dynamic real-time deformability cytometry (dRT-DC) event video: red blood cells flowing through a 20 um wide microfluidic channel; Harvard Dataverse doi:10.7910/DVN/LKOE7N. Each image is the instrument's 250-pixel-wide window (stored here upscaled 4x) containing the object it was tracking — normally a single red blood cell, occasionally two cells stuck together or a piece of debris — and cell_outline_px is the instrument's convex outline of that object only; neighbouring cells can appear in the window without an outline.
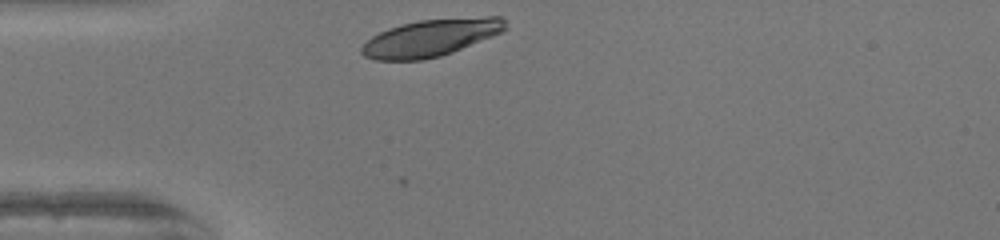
{"species": "human", "species_latin": "Homo sapiens", "temperature_condition": "warm", "stored_images_in_passage": 27, "camera_frame_rate_fps": 3000, "um_per_image_px": 0.085, "donor": {"sex": "female"}, "frame": {"image": 1, "passage_image": 1, "time_ms": 0.0, "image_size_px": [1000, 240], "cell_outline_px": [[508, 28], [492, 36], [452, 52], [440, 56], [420, 60], [376, 60], [364, 56], [360, 52], [360, 48], [372, 36], [388, 28], [400, 24], [420, 20], [488, 16], [504, 16]], "centroid_in_image_um": [36.62, 3.2], "position_along_channel_um": 48.4, "area_um2": 31.04}}
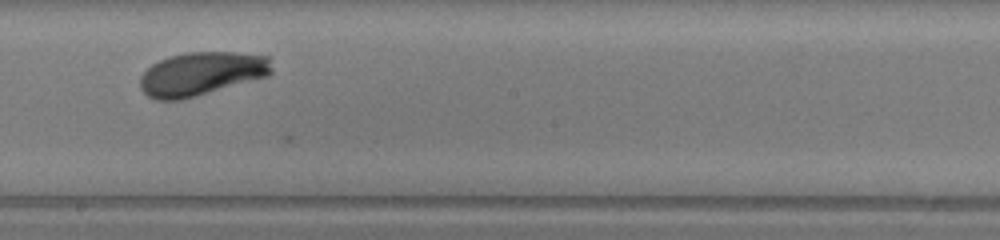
{"frame": {"image": 2, "passage_image": 16, "time_ms": 5.0, "image_size_px": [1000, 240], "cell_outline_px": [[272, 72], [268, 76], [180, 100], [156, 100], [148, 96], [140, 88], [140, 76], [152, 64], [168, 56], [188, 52], [236, 52], [268, 56], [272, 68]], "centroid_in_image_um": [17.11, 6.26], "position_along_channel_um": 231.1, "area_um2": 33.29}}
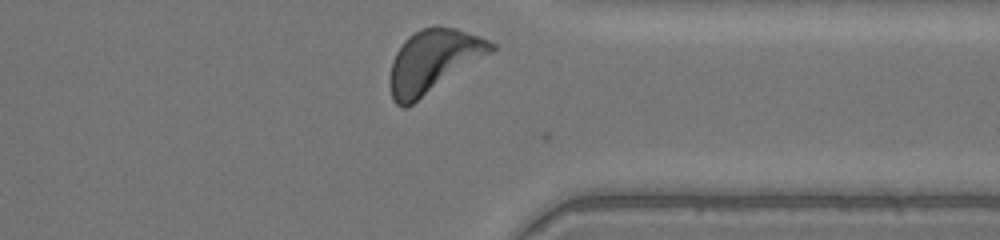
{"frame": {"image": 3, "passage_image": 27, "time_ms": 8.667, "image_size_px": [1000, 240], "cell_outline_px": [[496, 48], [492, 52], [412, 104], [404, 108], [396, 104], [392, 100], [388, 84], [388, 80], [392, 60], [396, 52], [404, 40], [408, 36], [420, 28], [436, 24], [456, 28], [480, 36], [496, 44]], "centroid_in_image_um": [36.79, 5.17], "position_along_channel_um": 374.6, "area_um2": 37.28}, "authors_computed_cell_mechanics": {"area_um2": 33.524, "velocity_mm_per_s": 3.991, "shape_relaxation_time_tau1_ms": 1.5752, "shape_relaxation_time_tau2_ms": null, "deformation_change_tau1": 0.1182, "deformation_change_tau2": null}}